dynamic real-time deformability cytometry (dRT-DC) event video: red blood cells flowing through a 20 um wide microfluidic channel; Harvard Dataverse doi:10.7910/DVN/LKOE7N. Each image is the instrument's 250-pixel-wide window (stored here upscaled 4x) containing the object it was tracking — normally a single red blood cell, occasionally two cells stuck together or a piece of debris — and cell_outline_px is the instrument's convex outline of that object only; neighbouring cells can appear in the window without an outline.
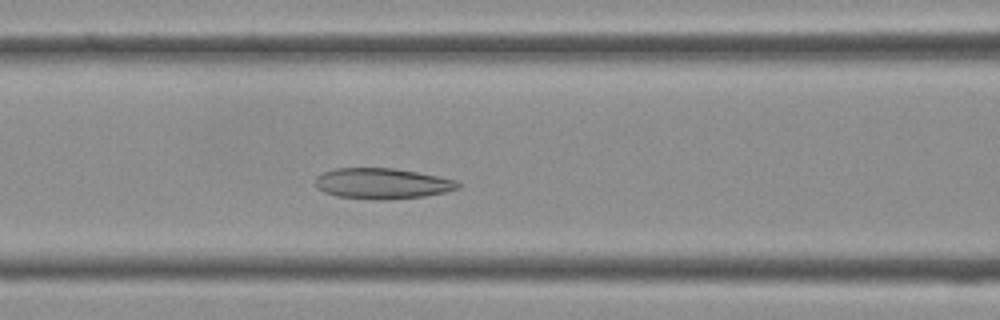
{"species": "Egyptian fruit bat (a non-hibernating species)", "species_latin": "Rousettus aegyptiacus", "temperature_condition": "cold", "stored_images_in_passage": 35, "camera_frame_rate_fps": 3000, "um_per_image_px": 0.085, "frame": {"image": 1, "passage_image": 10, "time_ms": 3.0, "image_size_px": [1000, 320], "cell_outline_px": [[460, 188], [444, 192], [424, 196], [384, 200], [380, 200], [336, 196], [324, 192], [316, 188], [316, 176], [324, 172], [336, 168], [392, 168], [416, 172], [456, 180], [460, 184]], "centroid_in_image_um": [32.46, 15.6], "position_along_channel_um": 134.1, "area_um2": 25.37}}
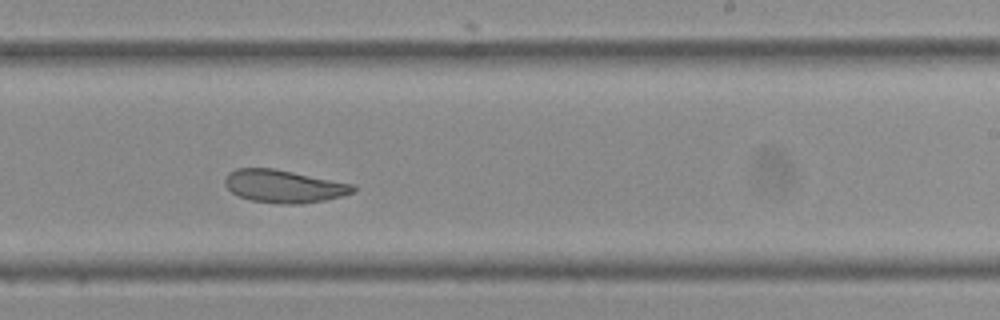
{"frame": {"image": 2, "passage_image": 18, "time_ms": 5.667, "image_size_px": [1000, 320], "cell_outline_px": [[356, 188], [352, 192], [344, 196], [324, 200], [300, 204], [280, 204], [252, 200], [240, 196], [232, 192], [224, 184], [224, 180], [228, 172], [236, 168], [272, 168], [356, 184]], "centroid_in_image_um": [24.14, 15.83], "position_along_channel_um": 264.9, "area_um2": 24.51}}
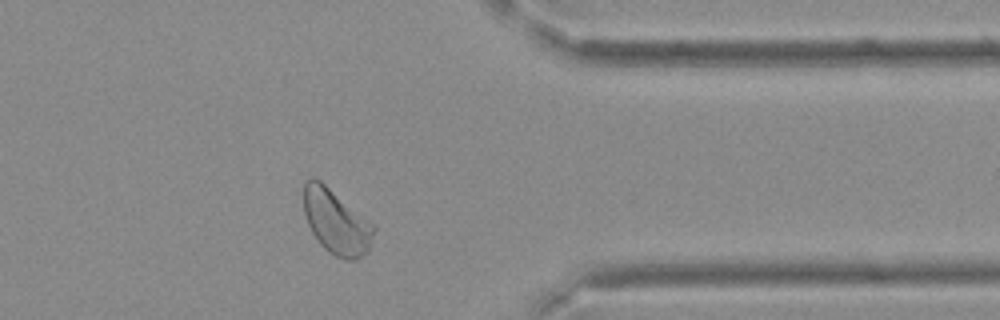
{"frame": {"image": 3, "passage_image": 26, "time_ms": 8.333, "image_size_px": [1000, 320], "cell_outline_px": [[376, 228], [368, 252], [356, 260], [344, 260], [328, 252], [320, 244], [312, 232], [308, 224], [304, 212], [304, 184], [312, 176], [320, 180], [372, 224]], "centroid_in_image_um": [28.57, 18.89], "position_along_channel_um": 382.8, "area_um2": 26.07}}